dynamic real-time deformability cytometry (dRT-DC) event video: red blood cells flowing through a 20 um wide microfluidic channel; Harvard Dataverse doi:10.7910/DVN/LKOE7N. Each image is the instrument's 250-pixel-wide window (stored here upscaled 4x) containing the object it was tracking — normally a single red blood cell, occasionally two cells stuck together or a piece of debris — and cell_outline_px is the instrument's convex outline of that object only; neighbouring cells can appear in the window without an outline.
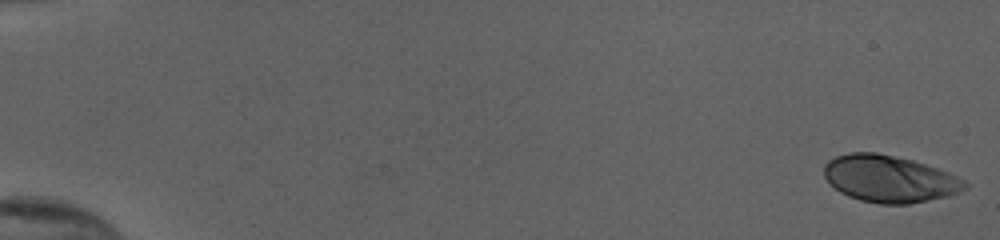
{"species": "human", "species_latin": "Homo sapiens", "temperature_condition": "cold", "stored_images_in_passage": 54, "camera_frame_rate_fps": 3000, "um_per_image_px": 0.085, "donor": {"sex": "female"}, "frame": {"image": 1, "passage_image": 1, "time_ms": 0.0, "image_size_px": [1000, 240], "cell_outline_px": [[968, 188], [944, 196], [908, 204], [880, 204], [860, 200], [848, 196], [840, 192], [824, 176], [824, 164], [828, 160], [836, 156], [848, 152], [876, 152], [912, 160], [948, 172], [964, 180], [968, 184]], "centroid_in_image_um": [75.56, 15.19], "position_along_channel_um": 9.4, "area_um2": 38.15}}
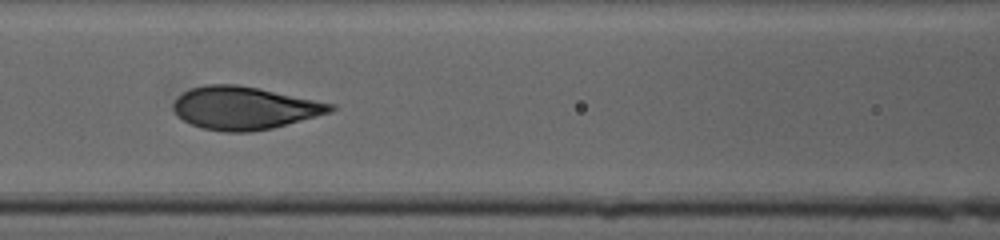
{"frame": {"image": 2, "passage_image": 26, "time_ms": 8.333, "image_size_px": [1000, 240], "cell_outline_px": [[336, 108], [332, 112], [272, 128], [248, 132], [224, 132], [200, 128], [176, 116], [172, 108], [172, 104], [184, 92], [192, 88], [208, 84], [236, 84], [260, 88], [336, 104]], "centroid_in_image_um": [20.78, 9.18], "position_along_channel_um": 145.8, "area_um2": 39.3}}
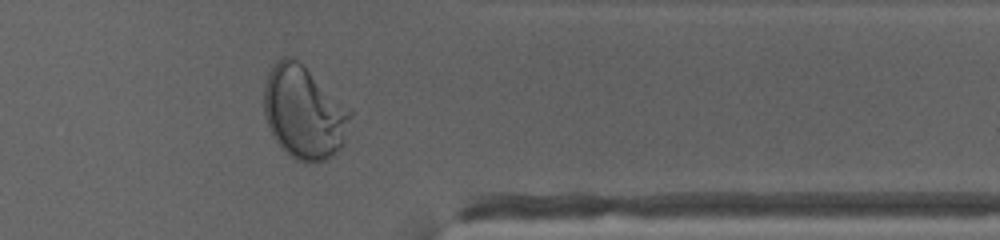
{"frame": {"image": 3, "passage_image": 45, "time_ms": 14.667, "image_size_px": [1000, 240], "cell_outline_px": [[352, 116], [344, 144], [332, 156], [316, 164], [304, 164], [296, 160], [280, 148], [272, 136], [268, 128], [264, 116], [264, 84], [268, 72], [276, 60], [284, 56], [292, 56], [352, 108]], "centroid_in_image_um": [25.84, 9.59], "position_along_channel_um": 385.6, "area_um2": 47.74}, "authors_computed_cell_mechanics": {"area_um2": 38.9572, "velocity_mm_per_s": 3.8691, "shape_relaxation_time_tau1_ms": 3.7546, "shape_relaxation_time_tau2_ms": null, "deformation_change_tau1": 0.1981, "deformation_change_tau2": null}}